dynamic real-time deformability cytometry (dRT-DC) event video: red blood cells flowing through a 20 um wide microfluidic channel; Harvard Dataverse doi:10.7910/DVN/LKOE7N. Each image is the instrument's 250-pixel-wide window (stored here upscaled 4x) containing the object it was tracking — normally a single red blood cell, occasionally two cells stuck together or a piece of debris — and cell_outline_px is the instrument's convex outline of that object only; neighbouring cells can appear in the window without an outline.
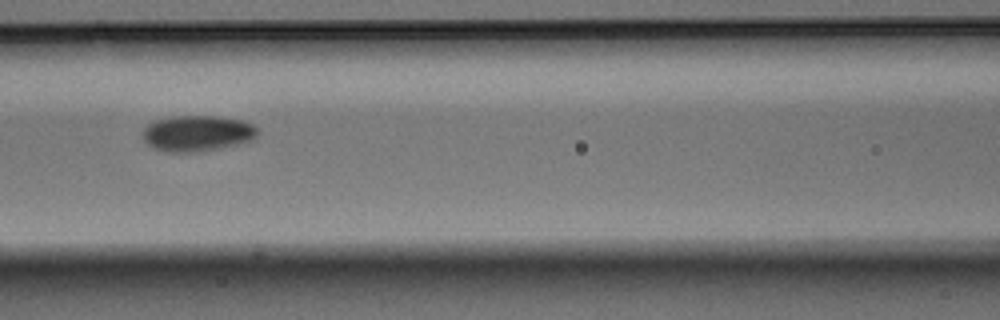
{"species": "Egyptian fruit bat (a non-hibernating species)", "species_latin": "Rousettus aegyptiacus", "temperature_condition": "warm", "stored_images_in_passage": 14, "camera_frame_rate_fps": 3000, "um_per_image_px": 0.085, "animal": {"sex": "male"}, "frame": {"image": 1, "passage_image": 6, "time_ms": 1.667, "image_size_px": [1000, 320], "cell_outline_px": [[256, 136], [252, 140], [220, 148], [200, 152], [168, 152], [152, 148], [144, 140], [144, 128], [148, 124], [156, 120], [172, 116], [220, 116], [244, 120], [252, 124], [256, 128]], "centroid_in_image_um": [16.76, 11.33], "position_along_channel_um": 149.8, "area_um2": 24.04}}
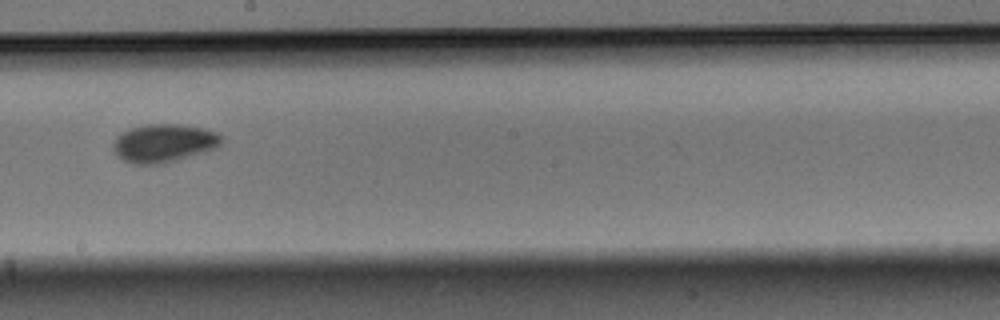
{"frame": {"image": 2, "passage_image": 8, "time_ms": 2.333, "image_size_px": [1000, 320], "cell_outline_px": [[224, 136], [220, 144], [216, 148], [204, 152], [164, 164], [132, 164], [116, 156], [112, 148], [112, 144], [116, 136], [132, 128], [148, 124], [180, 124], [204, 128], [216, 132]], "centroid_in_image_um": [13.92, 12.17], "position_along_channel_um": 234.3, "area_um2": 24.33}}
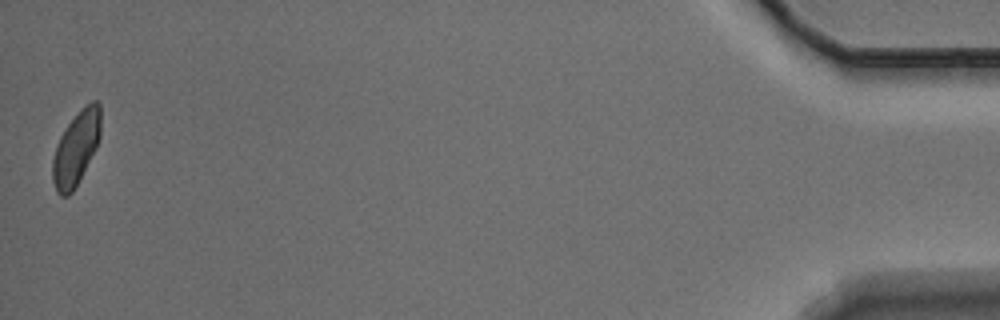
{"frame": {"image": 3, "passage_image": 14, "time_ms": 4.333, "image_size_px": [1000, 320], "cell_outline_px": [[100, 136], [96, 148], [72, 192], [68, 196], [60, 196], [56, 192], [52, 180], [52, 160], [60, 136], [68, 124], [92, 100], [96, 100], [100, 104]], "centroid_in_image_um": [6.45, 12.64], "position_along_channel_um": 428.7, "area_um2": 20.17}}